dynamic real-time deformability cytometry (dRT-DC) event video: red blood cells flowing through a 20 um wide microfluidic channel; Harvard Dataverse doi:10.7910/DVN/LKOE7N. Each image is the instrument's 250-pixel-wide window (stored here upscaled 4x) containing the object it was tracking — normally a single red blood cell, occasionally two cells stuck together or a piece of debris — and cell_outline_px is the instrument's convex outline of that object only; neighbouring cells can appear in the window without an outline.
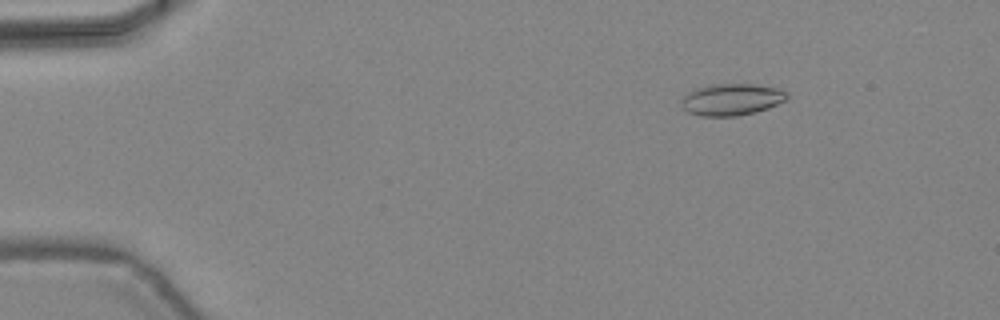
{"species": "common noctule bat (a hibernating species)", "species_latin": "Nyctalus noctula", "temperature_condition": "warm", "stored_images_in_passage": 46, "camera_frame_rate_fps": 3000, "um_per_image_px": 0.085, "animal": {"sex": "female", "body_mass_g": 24.6, "forearm_length_mm": 56.2}, "frame": {"image": 1, "passage_image": 7, "time_ms": 2.0, "image_size_px": [1000, 320], "cell_outline_px": [[788, 100], [768, 108], [756, 112], [736, 116], [700, 116], [688, 112], [684, 108], [680, 100], [688, 92], [696, 88], [712, 84], [756, 84], [780, 88], [788, 92]], "centroid_in_image_um": [62.23, 8.45], "position_along_channel_um": 22.8, "area_um2": 19.77}}
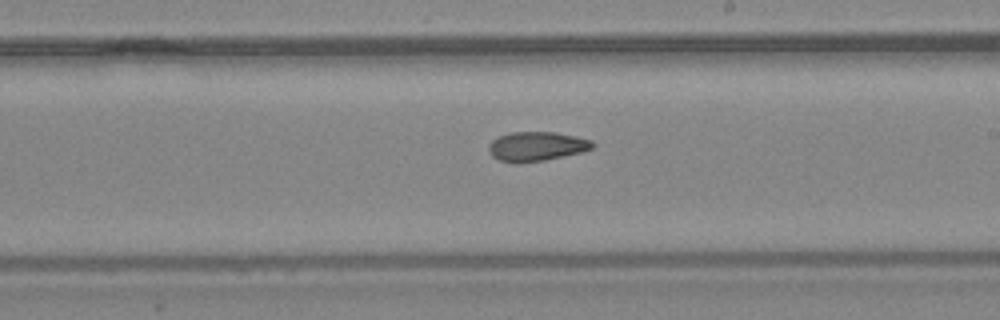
{"frame": {"image": 2, "passage_image": 28, "time_ms": 9.0, "image_size_px": [1000, 320], "cell_outline_px": [[596, 144], [592, 148], [580, 152], [544, 160], [520, 164], [512, 164], [500, 160], [492, 156], [488, 148], [488, 144], [492, 140], [500, 136], [512, 132], [556, 132], [576, 136], [592, 140]], "centroid_in_image_um": [45.59, 12.45], "position_along_channel_um": 243.4, "area_um2": 17.86}}
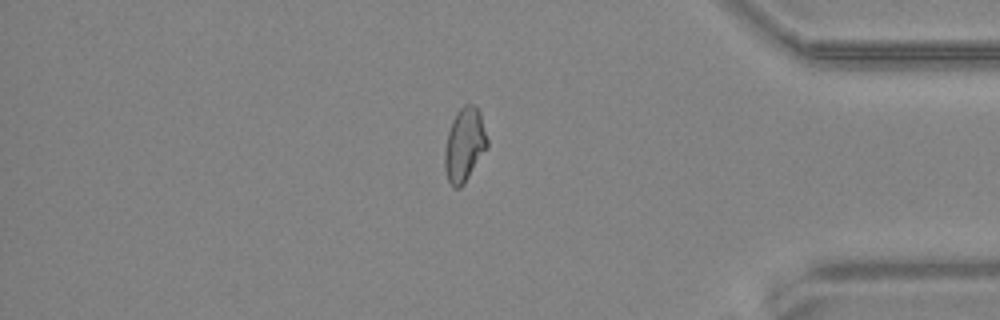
{"frame": {"image": 3, "passage_image": 40, "time_ms": 13.0, "image_size_px": [1000, 320], "cell_outline_px": [[488, 148], [464, 184], [460, 188], [452, 188], [448, 180], [444, 168], [444, 148], [448, 132], [452, 120], [456, 112], [464, 104], [476, 104], [480, 112], [488, 140]], "centroid_in_image_um": [39.48, 12.31], "position_along_channel_um": 395.7, "area_um2": 18.67}, "authors_computed_cell_mechanics": {"area_um2": 18.2359, "velocity_mm_per_s": 4.4727, "shape_relaxation_time_tau1_ms": null, "shape_relaxation_time_tau2_ms": 4.0286, "deformation_change_tau1": null, "deformation_change_tau2": 0.1067}}